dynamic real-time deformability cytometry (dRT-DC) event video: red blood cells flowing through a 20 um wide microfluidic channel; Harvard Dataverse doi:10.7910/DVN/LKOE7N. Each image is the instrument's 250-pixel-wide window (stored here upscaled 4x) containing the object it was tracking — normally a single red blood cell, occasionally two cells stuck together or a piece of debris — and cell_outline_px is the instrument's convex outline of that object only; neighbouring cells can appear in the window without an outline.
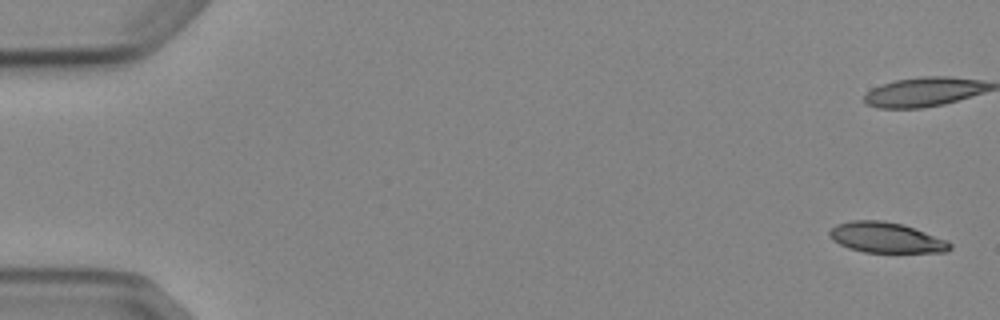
{"species": "Egyptian fruit bat (a non-hibernating species)", "species_latin": "Rousettus aegyptiacus", "temperature_condition": "cold", "stored_images_in_passage": 7, "camera_frame_rate_fps": 3000, "um_per_image_px": 0.085, "animal": {"sex": "female"}, "frame": {"image": 1, "passage_image": 1, "time_ms": 0.0, "image_size_px": [1000, 320], "cell_outline_px": [[952, 248], [948, 252], [864, 252], [848, 248], [832, 240], [828, 236], [828, 232], [836, 224], [852, 220], [884, 220], [904, 224], [948, 240], [952, 244]], "centroid_in_image_um": [75.33, 20.19], "position_along_channel_um": 9.7, "area_um2": 21.62}}
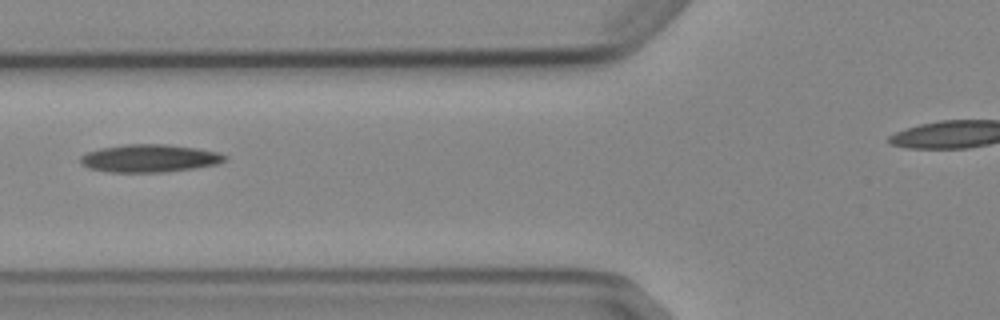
{"frame": {"image": 2, "passage_image": 7, "time_ms": 7.0, "image_size_px": [1000, 320], "cell_outline_px": [[228, 160], [220, 164], [164, 172], [112, 172], [88, 168], [80, 164], [80, 156], [88, 152], [100, 148], [124, 144], [164, 144], [196, 148], [220, 152], [228, 156]], "centroid_in_image_um": [12.74, 13.45], "position_along_channel_um": 113.1, "area_um2": 23.52}}